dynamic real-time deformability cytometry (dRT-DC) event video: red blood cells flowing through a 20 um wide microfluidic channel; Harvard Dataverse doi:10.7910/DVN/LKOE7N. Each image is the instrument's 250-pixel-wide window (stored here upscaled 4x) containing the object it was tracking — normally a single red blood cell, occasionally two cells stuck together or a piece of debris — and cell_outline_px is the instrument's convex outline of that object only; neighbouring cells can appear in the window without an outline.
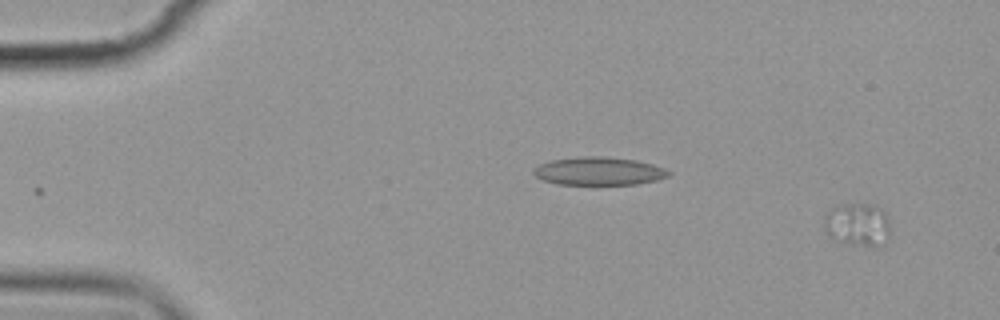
{"species": "common noctule bat (a hibernating species)", "species_latin": "Nyctalus noctula", "temperature_condition": "cold", "stored_images_in_passage": 4, "camera_frame_rate_fps": 3000, "um_per_image_px": 0.085, "animal": {"sex": "female", "body_mass_g": 19.9}, "frame": {"image": 1, "passage_image": 1, "time_ms": 0.0, "image_size_px": [1000, 320], "cell_outline_px": [[888, 236], [884, 244], [880, 248], [876, 248], [852, 244], [840, 240], [832, 236], [824, 228], [824, 216], [836, 204], [872, 204], [880, 208], [888, 216]], "centroid_in_image_um": [72.93, 19.08], "position_along_channel_um": 12.1, "area_um2": 16.59}}